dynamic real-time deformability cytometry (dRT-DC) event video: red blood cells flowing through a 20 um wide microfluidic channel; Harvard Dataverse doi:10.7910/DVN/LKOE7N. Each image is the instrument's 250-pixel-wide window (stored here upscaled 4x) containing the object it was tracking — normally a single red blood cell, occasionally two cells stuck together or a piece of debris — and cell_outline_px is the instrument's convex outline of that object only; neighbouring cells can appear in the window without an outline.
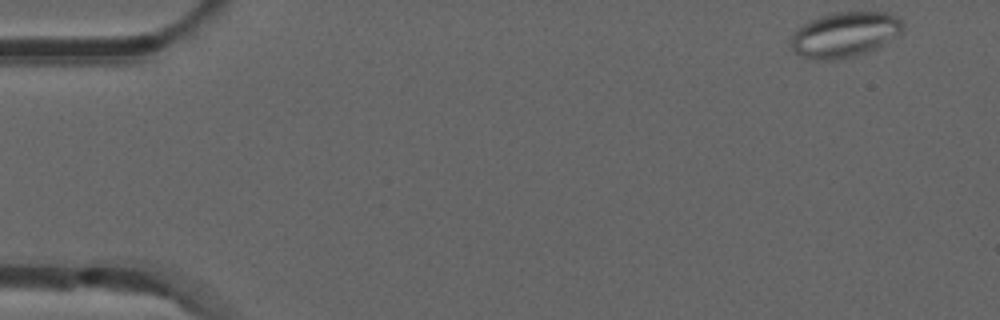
{"species": "common noctule bat (a hibernating species)", "species_latin": "Nyctalus noctula", "temperature_condition": "room temperature", "stored_images_in_passage": 5, "camera_frame_rate_fps": 3000, "um_per_image_px": 0.085, "animal": {"sex": "male", "forearm_length_mm": 52.5}, "frame": {"image": 1, "passage_image": 1, "time_ms": 0.0, "image_size_px": [1000, 320], "cell_outline_px": [[904, 32], [900, 36], [876, 48], [852, 56], [832, 60], [812, 60], [800, 56], [792, 48], [792, 32], [804, 24], [820, 16], [832, 12], [892, 12], [904, 24]], "centroid_in_image_um": [71.85, 2.93], "position_along_channel_um": 13.1, "area_um2": 29.65}}